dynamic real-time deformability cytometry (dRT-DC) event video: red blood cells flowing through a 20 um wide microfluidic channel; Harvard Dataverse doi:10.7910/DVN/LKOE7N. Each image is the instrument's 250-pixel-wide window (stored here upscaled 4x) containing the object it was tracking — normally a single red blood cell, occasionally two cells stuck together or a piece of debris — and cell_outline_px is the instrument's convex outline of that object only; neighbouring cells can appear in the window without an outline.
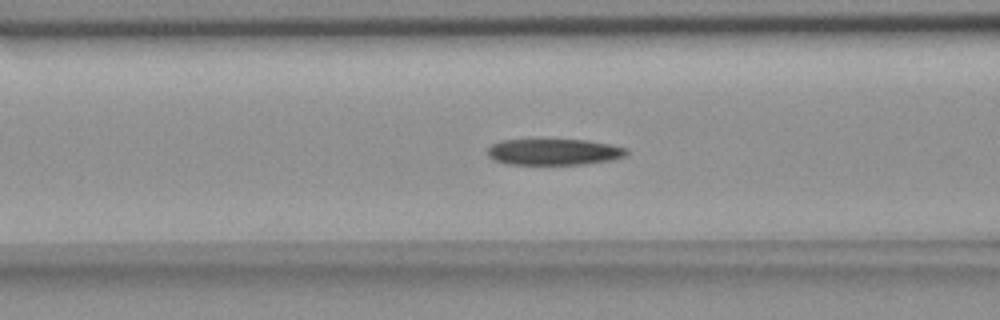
{"species": "common noctule bat (a hibernating species)", "species_latin": "Nyctalus noctula", "temperature_condition": "room temperature", "stored_images_in_passage": 55, "camera_frame_rate_fps": 3000, "um_per_image_px": 0.085, "animal": {"sex": "female", "body_mass_g": 18.4}, "frame": {"image": 1, "passage_image": 21, "time_ms": 6.667, "image_size_px": [1000, 320], "cell_outline_px": [[628, 156], [612, 160], [584, 164], [508, 164], [492, 160], [488, 156], [488, 148], [492, 144], [500, 140], [588, 140], [612, 144], [628, 148]], "centroid_in_image_um": [47.13, 12.91], "position_along_channel_um": 119.5, "area_um2": 21.44}}
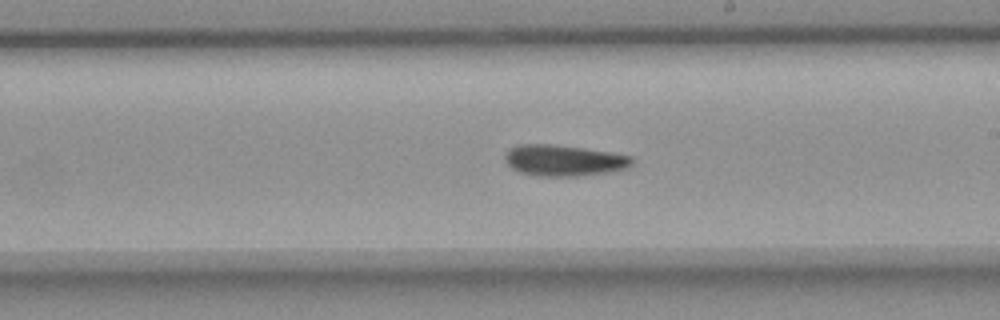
{"frame": {"image": 2, "passage_image": 31, "time_ms": 10.0, "image_size_px": [1000, 320], "cell_outline_px": [[636, 160], [628, 168], [608, 172], [576, 176], [536, 176], [520, 172], [512, 168], [504, 160], [504, 152], [508, 148], [520, 144], [552, 144], [584, 148], [612, 152], [632, 156]], "centroid_in_image_um": [47.92, 13.63], "position_along_channel_um": 241.1, "area_um2": 23.35}}
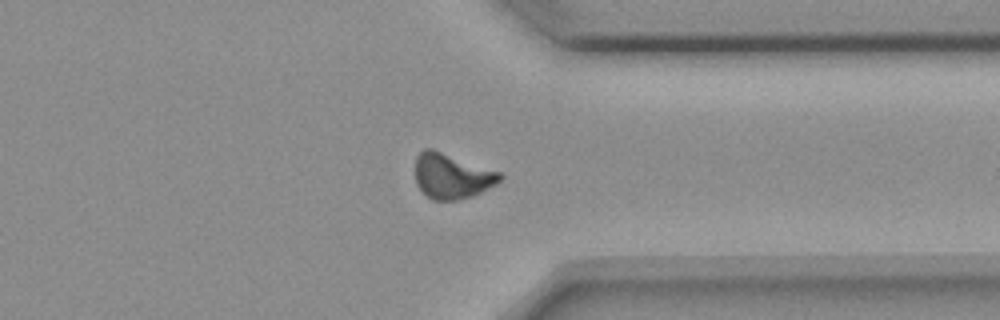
{"frame": {"image": 3, "passage_image": 42, "time_ms": 13.667, "image_size_px": [1000, 320], "cell_outline_px": [[504, 176], [496, 184], [472, 196], [456, 200], [432, 200], [416, 184], [416, 156], [424, 148], [432, 148], [504, 172]], "centroid_in_image_um": [38.45, 14.94], "position_along_channel_um": 373.0, "area_um2": 22.54}}